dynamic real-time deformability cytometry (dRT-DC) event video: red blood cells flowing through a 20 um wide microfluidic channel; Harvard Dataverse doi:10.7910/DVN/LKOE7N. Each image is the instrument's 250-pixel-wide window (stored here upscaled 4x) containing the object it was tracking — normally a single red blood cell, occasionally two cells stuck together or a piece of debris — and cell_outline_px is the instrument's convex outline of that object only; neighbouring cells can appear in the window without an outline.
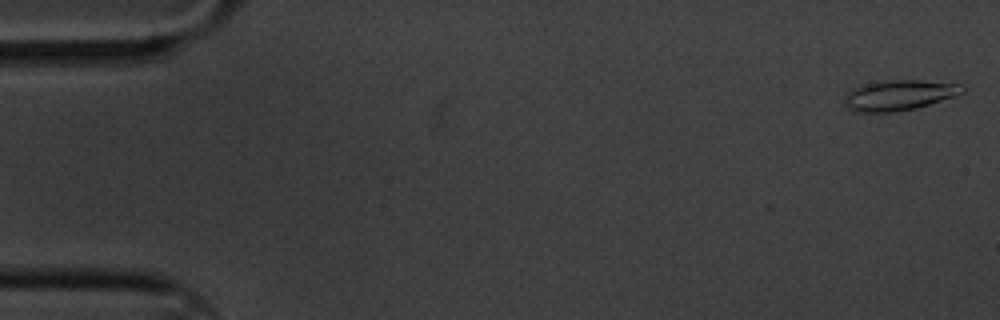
{"species": "common noctule bat (a hibernating species)", "species_latin": "Nyctalus noctula", "temperature_condition": "cold", "stored_images_in_passage": 9, "camera_frame_rate_fps": 3000, "um_per_image_px": 0.085, "animal": {"sex": "male", "body_mass_g": 20.1, "forearm_length_mm": 53.5}, "frame": {"image": 1, "passage_image": 1, "time_ms": 0.0, "image_size_px": [1000, 320], "cell_outline_px": [[964, 92], [916, 108], [896, 112], [856, 112], [848, 108], [844, 104], [844, 100], [848, 92], [852, 88], [860, 84], [892, 80], [920, 80], [964, 84]], "centroid_in_image_um": [76.39, 8.08], "position_along_channel_um": 8.6, "area_um2": 20.81}}
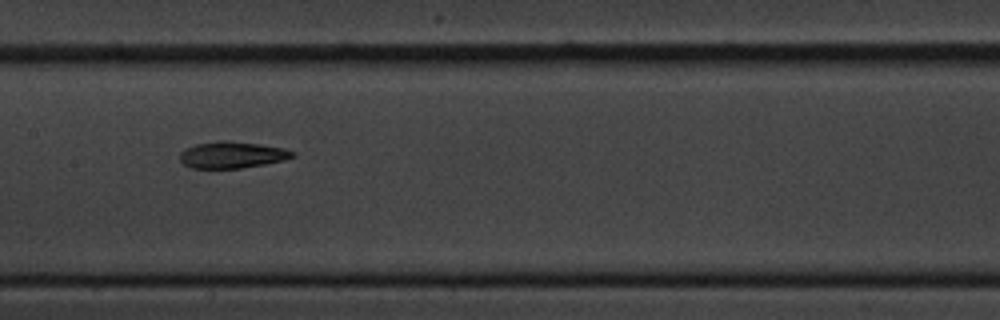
{"frame": {"image": 2, "passage_image": 8, "time_ms": 2.333, "image_size_px": [1000, 320], "cell_outline_px": [[296, 156], [284, 160], [264, 164], [240, 168], [192, 168], [184, 164], [180, 160], [180, 152], [184, 148], [196, 144], [216, 140], [228, 140], [260, 144], [284, 148], [296, 152]], "centroid_in_image_um": [19.73, 13.15], "position_along_channel_um": 187.7, "area_um2": 17.63}}
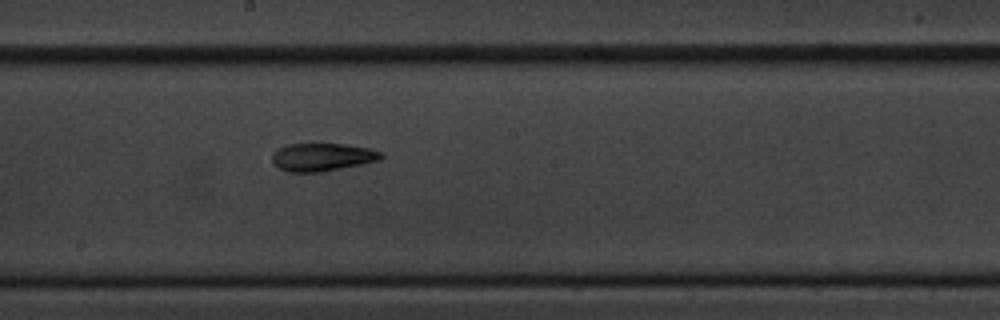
{"frame": {"image": 3, "passage_image": 9, "time_ms": 2.667, "image_size_px": [1000, 320], "cell_outline_px": [[384, 156], [380, 160], [320, 172], [288, 172], [280, 168], [272, 160], [272, 152], [288, 144], [320, 140], [368, 148], [380, 152]], "centroid_in_image_um": [27.36, 13.29], "position_along_channel_um": 220.8, "area_um2": 18.26}}